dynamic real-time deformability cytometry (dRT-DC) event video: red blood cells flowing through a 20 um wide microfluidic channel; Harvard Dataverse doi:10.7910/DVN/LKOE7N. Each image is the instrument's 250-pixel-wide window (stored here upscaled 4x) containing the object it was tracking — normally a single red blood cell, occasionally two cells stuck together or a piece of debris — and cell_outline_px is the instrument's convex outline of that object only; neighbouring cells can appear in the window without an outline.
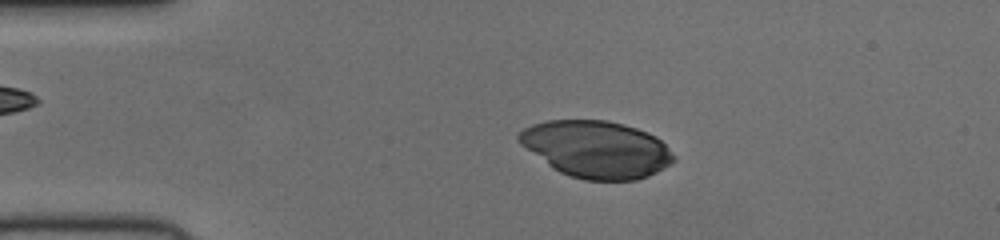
{"species": "human", "species_latin": "Homo sapiens", "temperature_condition": "cold", "stored_images_in_passage": 50, "camera_frame_rate_fps": 3000, "um_per_image_px": 0.085, "donor": {"sex": "female"}, "frame": {"image": 1, "passage_image": 10, "time_ms": 3.0, "image_size_px": [1000, 240], "cell_outline_px": [[676, 160], [656, 172], [648, 176], [636, 180], [584, 180], [560, 172], [552, 168], [520, 144], [516, 140], [516, 136], [524, 128], [532, 124], [548, 120], [608, 120], [624, 124], [648, 132], [656, 136], [676, 156]], "centroid_in_image_um": [50.69, 12.68], "position_along_channel_um": 34.3, "area_um2": 51.44}}
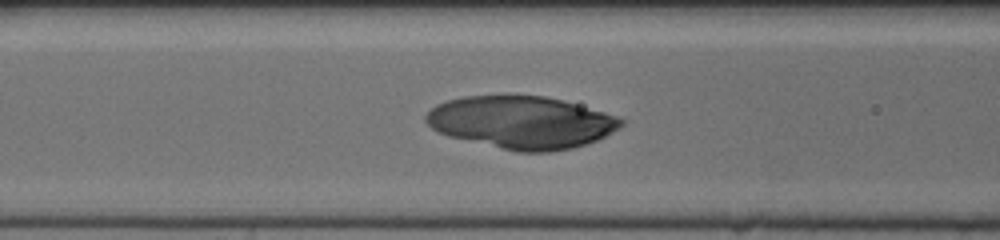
{"frame": {"image": 2, "passage_image": 20, "time_ms": 6.333, "image_size_px": [1000, 240], "cell_outline_px": [[624, 124], [620, 128], [596, 140], [572, 148], [548, 152], [516, 152], [448, 136], [436, 132], [424, 120], [424, 116], [436, 104], [448, 100], [464, 96], [544, 96], [576, 104], [604, 112], [616, 116], [624, 120]], "centroid_in_image_um": [44.29, 10.41], "position_along_channel_um": 122.3, "area_um2": 59.42}}
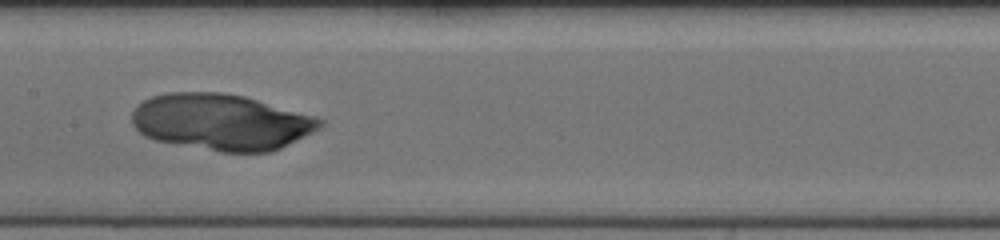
{"frame": {"image": 3, "passage_image": 25, "time_ms": 8.0, "image_size_px": [1000, 240], "cell_outline_px": [[324, 124], [320, 128], [280, 148], [268, 152], [220, 152], [156, 140], [144, 136], [132, 124], [132, 112], [136, 104], [152, 96], [168, 92], [220, 92], [244, 96], [312, 116], [324, 120]], "centroid_in_image_um": [18.76, 10.37], "position_along_channel_um": 188.6, "area_um2": 61.27}}